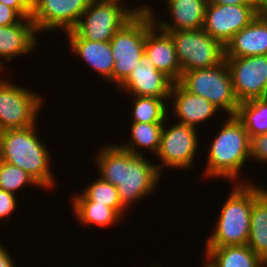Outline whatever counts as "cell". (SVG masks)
I'll return each mask as SVG.
<instances>
[{
	"mask_svg": "<svg viewBox=\"0 0 267 267\" xmlns=\"http://www.w3.org/2000/svg\"><path fill=\"white\" fill-rule=\"evenodd\" d=\"M95 160L99 177L117 187L127 210L153 194L163 175L145 155H134L115 144L101 147Z\"/></svg>",
	"mask_w": 267,
	"mask_h": 267,
	"instance_id": "cell-1",
	"label": "cell"
},
{
	"mask_svg": "<svg viewBox=\"0 0 267 267\" xmlns=\"http://www.w3.org/2000/svg\"><path fill=\"white\" fill-rule=\"evenodd\" d=\"M224 119L226 121L209 145L205 171L202 173L207 179L223 178L222 180L227 179L233 183H251L248 179L244 181L239 177L246 161H251V138L235 115Z\"/></svg>",
	"mask_w": 267,
	"mask_h": 267,
	"instance_id": "cell-2",
	"label": "cell"
},
{
	"mask_svg": "<svg viewBox=\"0 0 267 267\" xmlns=\"http://www.w3.org/2000/svg\"><path fill=\"white\" fill-rule=\"evenodd\" d=\"M37 124L0 132L2 161L20 167L32 176L44 190L55 185L49 148L38 136Z\"/></svg>",
	"mask_w": 267,
	"mask_h": 267,
	"instance_id": "cell-3",
	"label": "cell"
},
{
	"mask_svg": "<svg viewBox=\"0 0 267 267\" xmlns=\"http://www.w3.org/2000/svg\"><path fill=\"white\" fill-rule=\"evenodd\" d=\"M254 183H234L224 201L212 234L205 247H225L248 244L250 217L254 201L266 190Z\"/></svg>",
	"mask_w": 267,
	"mask_h": 267,
	"instance_id": "cell-4",
	"label": "cell"
},
{
	"mask_svg": "<svg viewBox=\"0 0 267 267\" xmlns=\"http://www.w3.org/2000/svg\"><path fill=\"white\" fill-rule=\"evenodd\" d=\"M126 3L112 0H91L73 29L81 38L93 42H107L137 14L154 12L150 4L130 8ZM153 10V11H152Z\"/></svg>",
	"mask_w": 267,
	"mask_h": 267,
	"instance_id": "cell-5",
	"label": "cell"
},
{
	"mask_svg": "<svg viewBox=\"0 0 267 267\" xmlns=\"http://www.w3.org/2000/svg\"><path fill=\"white\" fill-rule=\"evenodd\" d=\"M178 83L192 94L210 101L224 116H234L239 105L226 61L205 69L182 72Z\"/></svg>",
	"mask_w": 267,
	"mask_h": 267,
	"instance_id": "cell-6",
	"label": "cell"
},
{
	"mask_svg": "<svg viewBox=\"0 0 267 267\" xmlns=\"http://www.w3.org/2000/svg\"><path fill=\"white\" fill-rule=\"evenodd\" d=\"M171 35L182 72L214 67L225 60V47L203 28L165 31Z\"/></svg>",
	"mask_w": 267,
	"mask_h": 267,
	"instance_id": "cell-7",
	"label": "cell"
},
{
	"mask_svg": "<svg viewBox=\"0 0 267 267\" xmlns=\"http://www.w3.org/2000/svg\"><path fill=\"white\" fill-rule=\"evenodd\" d=\"M42 98V95L33 92L31 88L27 89L0 77V132L35 125L44 106Z\"/></svg>",
	"mask_w": 267,
	"mask_h": 267,
	"instance_id": "cell-8",
	"label": "cell"
},
{
	"mask_svg": "<svg viewBox=\"0 0 267 267\" xmlns=\"http://www.w3.org/2000/svg\"><path fill=\"white\" fill-rule=\"evenodd\" d=\"M147 14H137L110 40L114 57L113 84L118 87L145 54Z\"/></svg>",
	"mask_w": 267,
	"mask_h": 267,
	"instance_id": "cell-9",
	"label": "cell"
},
{
	"mask_svg": "<svg viewBox=\"0 0 267 267\" xmlns=\"http://www.w3.org/2000/svg\"><path fill=\"white\" fill-rule=\"evenodd\" d=\"M165 124L167 119L163 125L160 146L155 155L161 163L156 165L158 171L165 172L163 167L182 169V171L191 170L195 164V155L198 154V149H201L197 128L177 121L168 127Z\"/></svg>",
	"mask_w": 267,
	"mask_h": 267,
	"instance_id": "cell-10",
	"label": "cell"
},
{
	"mask_svg": "<svg viewBox=\"0 0 267 267\" xmlns=\"http://www.w3.org/2000/svg\"><path fill=\"white\" fill-rule=\"evenodd\" d=\"M91 0H32L31 20L37 32L71 31Z\"/></svg>",
	"mask_w": 267,
	"mask_h": 267,
	"instance_id": "cell-11",
	"label": "cell"
},
{
	"mask_svg": "<svg viewBox=\"0 0 267 267\" xmlns=\"http://www.w3.org/2000/svg\"><path fill=\"white\" fill-rule=\"evenodd\" d=\"M239 103L264 98L267 55L225 58Z\"/></svg>",
	"mask_w": 267,
	"mask_h": 267,
	"instance_id": "cell-12",
	"label": "cell"
},
{
	"mask_svg": "<svg viewBox=\"0 0 267 267\" xmlns=\"http://www.w3.org/2000/svg\"><path fill=\"white\" fill-rule=\"evenodd\" d=\"M257 14L254 5H223L208 3L203 30L224 46Z\"/></svg>",
	"mask_w": 267,
	"mask_h": 267,
	"instance_id": "cell-13",
	"label": "cell"
},
{
	"mask_svg": "<svg viewBox=\"0 0 267 267\" xmlns=\"http://www.w3.org/2000/svg\"><path fill=\"white\" fill-rule=\"evenodd\" d=\"M173 81L158 71L153 62L144 54L117 90L139 97L170 98Z\"/></svg>",
	"mask_w": 267,
	"mask_h": 267,
	"instance_id": "cell-14",
	"label": "cell"
},
{
	"mask_svg": "<svg viewBox=\"0 0 267 267\" xmlns=\"http://www.w3.org/2000/svg\"><path fill=\"white\" fill-rule=\"evenodd\" d=\"M145 55L153 62L158 71L163 72L174 83L180 80L182 70L171 35L162 31L154 23L151 14H147Z\"/></svg>",
	"mask_w": 267,
	"mask_h": 267,
	"instance_id": "cell-15",
	"label": "cell"
},
{
	"mask_svg": "<svg viewBox=\"0 0 267 267\" xmlns=\"http://www.w3.org/2000/svg\"><path fill=\"white\" fill-rule=\"evenodd\" d=\"M168 103L169 114L173 111V116L177 122L198 128V124L217 117L220 110L204 97L195 95L185 90L178 82L173 83ZM171 103V104H170ZM172 105V106H171ZM170 107H172L170 109ZM197 126V127H196Z\"/></svg>",
	"mask_w": 267,
	"mask_h": 267,
	"instance_id": "cell-16",
	"label": "cell"
},
{
	"mask_svg": "<svg viewBox=\"0 0 267 267\" xmlns=\"http://www.w3.org/2000/svg\"><path fill=\"white\" fill-rule=\"evenodd\" d=\"M39 34L30 18H22L14 25L0 26V72H5L4 61L32 54L31 51L38 47Z\"/></svg>",
	"mask_w": 267,
	"mask_h": 267,
	"instance_id": "cell-17",
	"label": "cell"
},
{
	"mask_svg": "<svg viewBox=\"0 0 267 267\" xmlns=\"http://www.w3.org/2000/svg\"><path fill=\"white\" fill-rule=\"evenodd\" d=\"M72 53L88 64L101 79L107 83H113L114 57L112 54L110 41L93 42L81 38L74 30L66 32Z\"/></svg>",
	"mask_w": 267,
	"mask_h": 267,
	"instance_id": "cell-18",
	"label": "cell"
},
{
	"mask_svg": "<svg viewBox=\"0 0 267 267\" xmlns=\"http://www.w3.org/2000/svg\"><path fill=\"white\" fill-rule=\"evenodd\" d=\"M172 22L157 18L151 13L154 23L162 31L197 30L204 26L207 0H164Z\"/></svg>",
	"mask_w": 267,
	"mask_h": 267,
	"instance_id": "cell-19",
	"label": "cell"
},
{
	"mask_svg": "<svg viewBox=\"0 0 267 267\" xmlns=\"http://www.w3.org/2000/svg\"><path fill=\"white\" fill-rule=\"evenodd\" d=\"M225 58L267 55V17L256 16L224 46Z\"/></svg>",
	"mask_w": 267,
	"mask_h": 267,
	"instance_id": "cell-20",
	"label": "cell"
},
{
	"mask_svg": "<svg viewBox=\"0 0 267 267\" xmlns=\"http://www.w3.org/2000/svg\"><path fill=\"white\" fill-rule=\"evenodd\" d=\"M204 251L203 261L209 267H262L263 263L247 244L205 247Z\"/></svg>",
	"mask_w": 267,
	"mask_h": 267,
	"instance_id": "cell-21",
	"label": "cell"
},
{
	"mask_svg": "<svg viewBox=\"0 0 267 267\" xmlns=\"http://www.w3.org/2000/svg\"><path fill=\"white\" fill-rule=\"evenodd\" d=\"M262 260H267V189L254 201L247 244Z\"/></svg>",
	"mask_w": 267,
	"mask_h": 267,
	"instance_id": "cell-22",
	"label": "cell"
},
{
	"mask_svg": "<svg viewBox=\"0 0 267 267\" xmlns=\"http://www.w3.org/2000/svg\"><path fill=\"white\" fill-rule=\"evenodd\" d=\"M163 125L164 123H131V140L119 146L134 155H144L141 151L144 149L145 152L156 155L160 146Z\"/></svg>",
	"mask_w": 267,
	"mask_h": 267,
	"instance_id": "cell-23",
	"label": "cell"
},
{
	"mask_svg": "<svg viewBox=\"0 0 267 267\" xmlns=\"http://www.w3.org/2000/svg\"><path fill=\"white\" fill-rule=\"evenodd\" d=\"M72 212L83 226H114L123 219L112 207L92 201H71Z\"/></svg>",
	"mask_w": 267,
	"mask_h": 267,
	"instance_id": "cell-24",
	"label": "cell"
},
{
	"mask_svg": "<svg viewBox=\"0 0 267 267\" xmlns=\"http://www.w3.org/2000/svg\"><path fill=\"white\" fill-rule=\"evenodd\" d=\"M70 201H92L112 207L122 218L128 211L121 203L117 187L100 177L85 186L81 193L74 194Z\"/></svg>",
	"mask_w": 267,
	"mask_h": 267,
	"instance_id": "cell-25",
	"label": "cell"
},
{
	"mask_svg": "<svg viewBox=\"0 0 267 267\" xmlns=\"http://www.w3.org/2000/svg\"><path fill=\"white\" fill-rule=\"evenodd\" d=\"M131 96L133 105L130 104L132 107L130 123H165L166 119L169 121L170 98Z\"/></svg>",
	"mask_w": 267,
	"mask_h": 267,
	"instance_id": "cell-26",
	"label": "cell"
},
{
	"mask_svg": "<svg viewBox=\"0 0 267 267\" xmlns=\"http://www.w3.org/2000/svg\"><path fill=\"white\" fill-rule=\"evenodd\" d=\"M235 117L251 137L267 133V99H252L239 103Z\"/></svg>",
	"mask_w": 267,
	"mask_h": 267,
	"instance_id": "cell-27",
	"label": "cell"
},
{
	"mask_svg": "<svg viewBox=\"0 0 267 267\" xmlns=\"http://www.w3.org/2000/svg\"><path fill=\"white\" fill-rule=\"evenodd\" d=\"M26 186H37V188L43 189L32 176L20 167L3 161L0 166V189L17 195L19 190Z\"/></svg>",
	"mask_w": 267,
	"mask_h": 267,
	"instance_id": "cell-28",
	"label": "cell"
},
{
	"mask_svg": "<svg viewBox=\"0 0 267 267\" xmlns=\"http://www.w3.org/2000/svg\"><path fill=\"white\" fill-rule=\"evenodd\" d=\"M250 159L267 164V133L251 137Z\"/></svg>",
	"mask_w": 267,
	"mask_h": 267,
	"instance_id": "cell-29",
	"label": "cell"
},
{
	"mask_svg": "<svg viewBox=\"0 0 267 267\" xmlns=\"http://www.w3.org/2000/svg\"><path fill=\"white\" fill-rule=\"evenodd\" d=\"M17 199L16 195L0 189V223L3 222L1 224L10 220L7 217L13 215L12 212L17 209Z\"/></svg>",
	"mask_w": 267,
	"mask_h": 267,
	"instance_id": "cell-30",
	"label": "cell"
},
{
	"mask_svg": "<svg viewBox=\"0 0 267 267\" xmlns=\"http://www.w3.org/2000/svg\"><path fill=\"white\" fill-rule=\"evenodd\" d=\"M0 3L13 8L22 18H31V0H0Z\"/></svg>",
	"mask_w": 267,
	"mask_h": 267,
	"instance_id": "cell-31",
	"label": "cell"
},
{
	"mask_svg": "<svg viewBox=\"0 0 267 267\" xmlns=\"http://www.w3.org/2000/svg\"><path fill=\"white\" fill-rule=\"evenodd\" d=\"M22 17L11 7L0 3V26H9L18 23Z\"/></svg>",
	"mask_w": 267,
	"mask_h": 267,
	"instance_id": "cell-32",
	"label": "cell"
},
{
	"mask_svg": "<svg viewBox=\"0 0 267 267\" xmlns=\"http://www.w3.org/2000/svg\"><path fill=\"white\" fill-rule=\"evenodd\" d=\"M8 249H5V246L0 243V267H16L15 260H13V257L9 253L10 251H7Z\"/></svg>",
	"mask_w": 267,
	"mask_h": 267,
	"instance_id": "cell-33",
	"label": "cell"
},
{
	"mask_svg": "<svg viewBox=\"0 0 267 267\" xmlns=\"http://www.w3.org/2000/svg\"><path fill=\"white\" fill-rule=\"evenodd\" d=\"M257 16L267 17V0H252Z\"/></svg>",
	"mask_w": 267,
	"mask_h": 267,
	"instance_id": "cell-34",
	"label": "cell"
},
{
	"mask_svg": "<svg viewBox=\"0 0 267 267\" xmlns=\"http://www.w3.org/2000/svg\"><path fill=\"white\" fill-rule=\"evenodd\" d=\"M208 3L223 5H253L252 0H207Z\"/></svg>",
	"mask_w": 267,
	"mask_h": 267,
	"instance_id": "cell-35",
	"label": "cell"
},
{
	"mask_svg": "<svg viewBox=\"0 0 267 267\" xmlns=\"http://www.w3.org/2000/svg\"><path fill=\"white\" fill-rule=\"evenodd\" d=\"M264 98L267 99V84H266V87H265Z\"/></svg>",
	"mask_w": 267,
	"mask_h": 267,
	"instance_id": "cell-36",
	"label": "cell"
},
{
	"mask_svg": "<svg viewBox=\"0 0 267 267\" xmlns=\"http://www.w3.org/2000/svg\"><path fill=\"white\" fill-rule=\"evenodd\" d=\"M262 267H267V260H264L262 263Z\"/></svg>",
	"mask_w": 267,
	"mask_h": 267,
	"instance_id": "cell-37",
	"label": "cell"
},
{
	"mask_svg": "<svg viewBox=\"0 0 267 267\" xmlns=\"http://www.w3.org/2000/svg\"><path fill=\"white\" fill-rule=\"evenodd\" d=\"M112 1H118V2H121V3H123L124 1L123 0H112Z\"/></svg>",
	"mask_w": 267,
	"mask_h": 267,
	"instance_id": "cell-38",
	"label": "cell"
},
{
	"mask_svg": "<svg viewBox=\"0 0 267 267\" xmlns=\"http://www.w3.org/2000/svg\"><path fill=\"white\" fill-rule=\"evenodd\" d=\"M154 265V266H153ZM151 267H161V266H159V265H155V263L153 264Z\"/></svg>",
	"mask_w": 267,
	"mask_h": 267,
	"instance_id": "cell-39",
	"label": "cell"
},
{
	"mask_svg": "<svg viewBox=\"0 0 267 267\" xmlns=\"http://www.w3.org/2000/svg\"><path fill=\"white\" fill-rule=\"evenodd\" d=\"M2 162H3V161H2V158H1V154H0V166H1Z\"/></svg>",
	"mask_w": 267,
	"mask_h": 267,
	"instance_id": "cell-40",
	"label": "cell"
},
{
	"mask_svg": "<svg viewBox=\"0 0 267 267\" xmlns=\"http://www.w3.org/2000/svg\"><path fill=\"white\" fill-rule=\"evenodd\" d=\"M203 267H209V266L204 262Z\"/></svg>",
	"mask_w": 267,
	"mask_h": 267,
	"instance_id": "cell-41",
	"label": "cell"
}]
</instances>
